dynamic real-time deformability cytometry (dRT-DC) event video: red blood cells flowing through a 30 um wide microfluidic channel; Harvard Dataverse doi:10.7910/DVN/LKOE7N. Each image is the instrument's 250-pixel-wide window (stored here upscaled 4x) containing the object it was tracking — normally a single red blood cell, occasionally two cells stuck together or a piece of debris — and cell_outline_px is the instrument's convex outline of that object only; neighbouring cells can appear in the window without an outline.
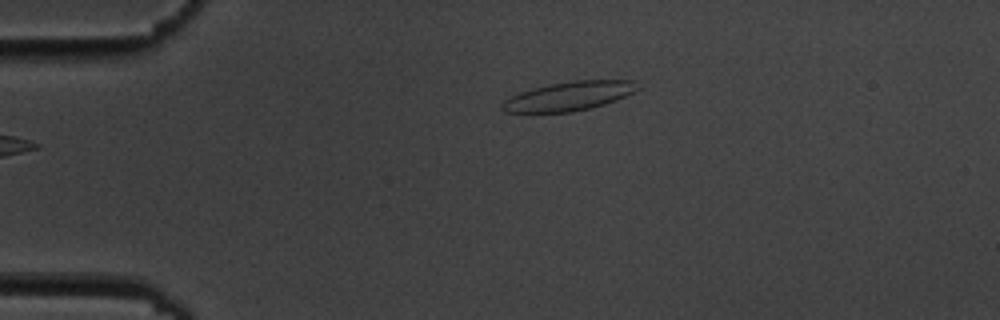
{"species": "common noctule bat (a hibernating species)", "species_latin": "Nyctalus noctula", "temperature_condition": "cold", "stored_images_in_passage": 3, "camera_frame_rate_fps": 3000, "um_per_image_px": 0.085, "animal": {"sex": "male", "body_mass_g": 19.5, "forearm_length_mm": 54.6}, "frame": {"image": 1, "passage_image": 1, "time_ms": 0.0, "image_size_px": [1000, 320], "cell_outline_px": [[640, 88], [616, 100], [604, 104], [572, 112], [504, 112], [500, 108], [512, 96], [520, 92], [548, 84], [572, 80], [632, 80]], "centroid_in_image_um": [48.38, 8.16], "position_along_channel_um": 36.6, "area_um2": 22.48}}
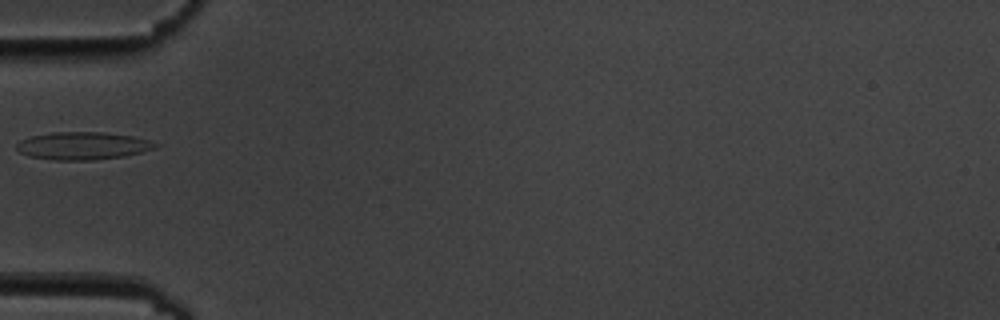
{"frame": {"image": 2, "passage_image": 3, "time_ms": 2.333, "image_size_px": [1000, 320], "cell_outline_px": [[160, 144], [156, 148], [124, 156], [92, 160], [52, 160], [28, 156], [20, 152], [16, 148], [16, 144], [20, 140], [32, 136], [52, 132], [104, 132], [132, 136], [148, 140]], "centroid_in_image_um": [7.02, 12.39], "position_along_channel_um": 78.0, "area_um2": 22.37}}